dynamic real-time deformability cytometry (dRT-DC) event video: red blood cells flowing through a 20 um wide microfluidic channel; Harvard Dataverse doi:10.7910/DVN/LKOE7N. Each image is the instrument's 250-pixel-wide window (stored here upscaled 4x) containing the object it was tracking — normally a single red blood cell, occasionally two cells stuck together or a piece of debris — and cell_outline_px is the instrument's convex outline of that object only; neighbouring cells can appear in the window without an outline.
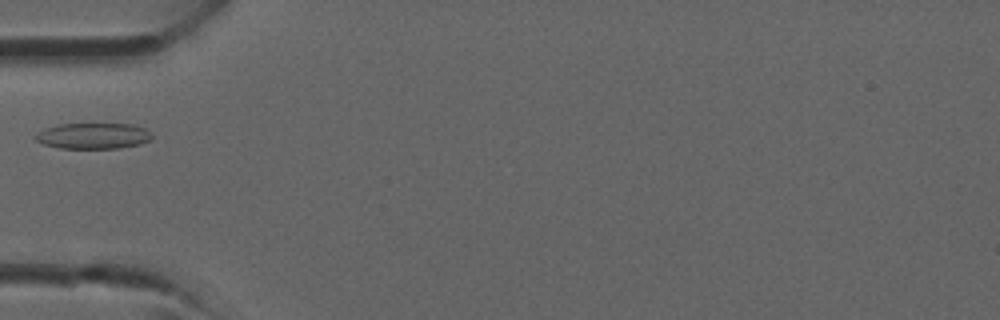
{"species": "common noctule bat (a hibernating species)", "species_latin": "Nyctalus noctula", "temperature_condition": "room temperature", "stored_images_in_passage": 27, "camera_frame_rate_fps": 3000, "um_per_image_px": 0.085, "animal": {"sex": "male", "forearm_length_mm": 52.5}, "frame": {"image": 1, "passage_image": 1, "time_ms": 0.0, "image_size_px": [1000, 320], "cell_outline_px": [[152, 136], [148, 140], [140, 144], [120, 148], [60, 148], [44, 144], [36, 140], [32, 136], [44, 128], [60, 124], [132, 124], [144, 128], [152, 132]], "centroid_in_image_um": [7.91, 11.55], "position_along_channel_um": 77.1, "area_um2": 17.57}}
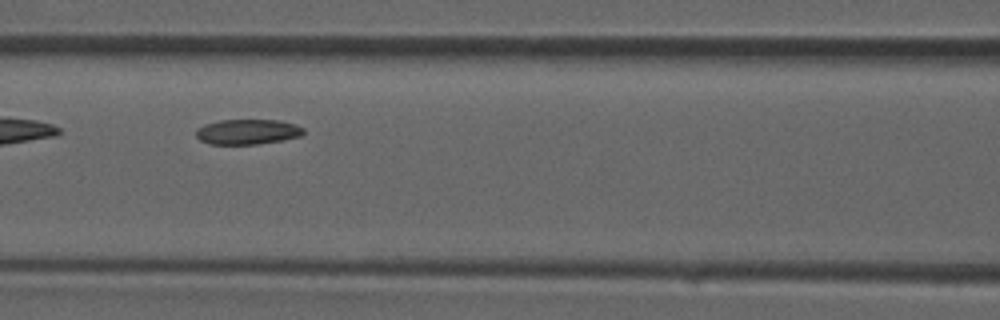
{"frame": {"image": 2, "passage_image": 5, "time_ms": 1.333, "image_size_px": [1000, 320], "cell_outline_px": [[304, 132], [300, 136], [284, 140], [256, 144], [208, 144], [200, 140], [196, 136], [196, 128], [204, 124], [220, 120], [280, 120], [296, 124], [304, 128]], "centroid_in_image_um": [21.03, 11.2], "position_along_channel_um": 145.6, "area_um2": 15.9}}
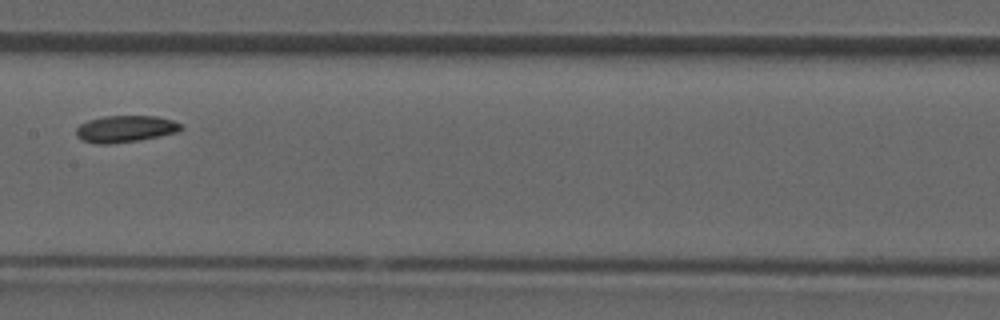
{"frame": {"image": 3, "passage_image": 8, "time_ms": 2.333, "image_size_px": [1000, 320], "cell_outline_px": [[184, 128], [180, 132], [140, 140], [112, 144], [96, 144], [84, 140], [76, 136], [76, 128], [80, 124], [88, 120], [104, 116], [156, 116], [172, 120], [180, 124]], "centroid_in_image_um": [10.67, 10.96], "position_along_channel_um": 196.7, "area_um2": 16.47}}